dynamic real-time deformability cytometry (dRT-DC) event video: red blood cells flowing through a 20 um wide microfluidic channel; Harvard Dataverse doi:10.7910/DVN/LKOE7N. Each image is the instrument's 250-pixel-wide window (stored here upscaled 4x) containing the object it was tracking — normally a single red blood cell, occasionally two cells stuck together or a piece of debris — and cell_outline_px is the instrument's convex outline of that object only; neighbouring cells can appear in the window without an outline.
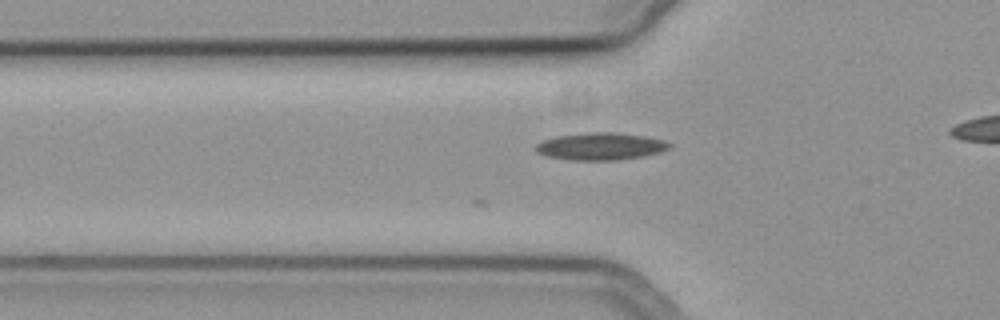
{"species": "common noctule bat (a hibernating species)", "species_latin": "Nyctalus noctula", "temperature_condition": "cold", "stored_images_in_passage": 29, "camera_frame_rate_fps": 3000, "um_per_image_px": 0.085, "animal": {"sex": "female", "body_mass_g": 19.3, "forearm_length_mm": 54.1}, "frame": {"image": 1, "passage_image": 3, "time_ms": 0.667, "image_size_px": [1000, 320], "cell_outline_px": [[672, 144], [668, 148], [660, 152], [644, 156], [620, 160], [568, 160], [548, 156], [536, 152], [536, 144], [544, 140], [556, 136], [588, 132], [616, 132], [644, 136], [664, 140]], "centroid_in_image_um": [51.06, 12.44], "position_along_channel_um": 74.7, "area_um2": 21.27}}
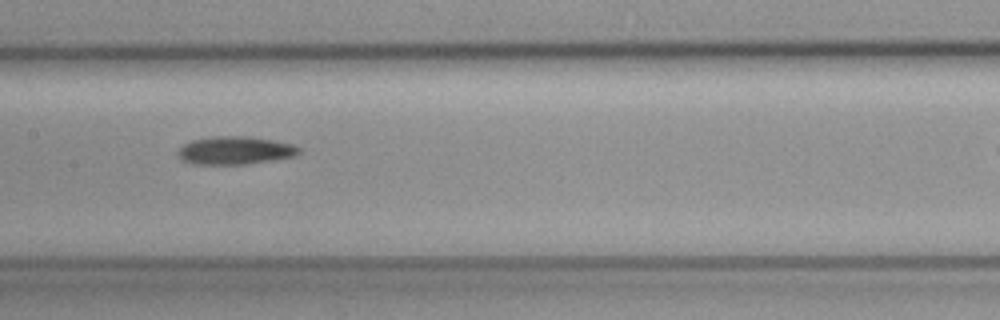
{"frame": {"image": 2, "passage_image": 12, "time_ms": 3.667, "image_size_px": [1000, 320], "cell_outline_px": [[300, 152], [296, 156], [272, 160], [244, 164], [192, 164], [180, 160], [176, 156], [176, 152], [184, 144], [192, 140], [216, 136], [248, 136], [272, 140], [292, 144], [300, 148]], "centroid_in_image_um": [19.94, 12.79], "position_along_channel_um": 187.5, "area_um2": 19.83}}
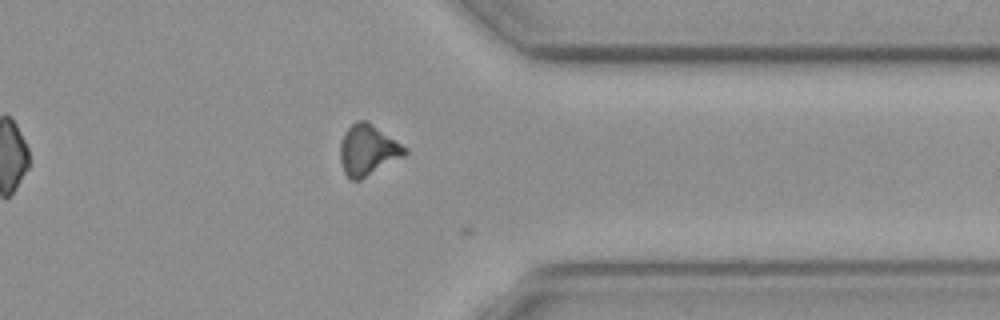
{"frame": {"image": 3, "passage_image": 28, "time_ms": 9.0, "image_size_px": [1000, 320], "cell_outline_px": [[408, 152], [404, 156], [360, 180], [352, 180], [344, 172], [340, 160], [340, 144], [344, 132], [356, 120], [368, 120], [408, 148]], "centroid_in_image_um": [31.27, 12.73], "position_along_channel_um": 380.1, "area_um2": 19.19}}